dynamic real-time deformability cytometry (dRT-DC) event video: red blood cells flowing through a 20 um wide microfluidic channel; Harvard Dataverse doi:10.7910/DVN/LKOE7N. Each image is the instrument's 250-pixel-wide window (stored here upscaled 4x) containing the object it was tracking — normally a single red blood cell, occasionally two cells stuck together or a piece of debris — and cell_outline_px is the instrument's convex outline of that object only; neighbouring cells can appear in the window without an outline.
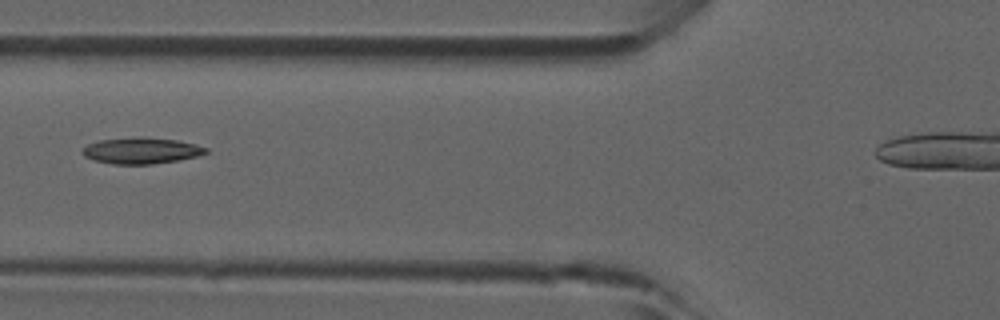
{"species": "common noctule bat (a hibernating species)", "species_latin": "Nyctalus noctula", "temperature_condition": "room temperature", "stored_images_in_passage": 34, "camera_frame_rate_fps": 3000, "um_per_image_px": 0.085, "animal": {"sex": "male", "forearm_length_mm": 52.5}, "frame": {"image": 1, "passage_image": 10, "time_ms": 3.0, "image_size_px": [1000, 320], "cell_outline_px": [[208, 152], [196, 156], [180, 160], [152, 164], [112, 164], [92, 160], [84, 156], [80, 152], [88, 144], [100, 140], [140, 136], [176, 140], [196, 144], [208, 148]], "centroid_in_image_um": [12.0, 12.8], "position_along_channel_um": 113.8, "area_um2": 18.96}}
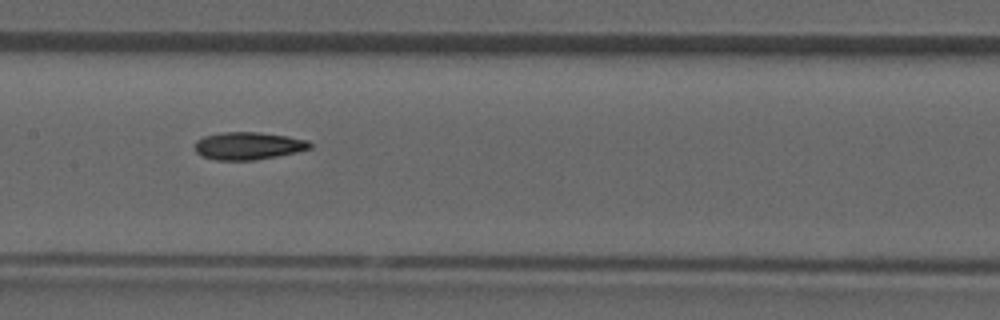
{"frame": {"image": 2, "passage_image": 15, "time_ms": 4.667, "image_size_px": [1000, 320], "cell_outline_px": [[312, 148], [296, 152], [256, 160], [216, 160], [200, 156], [192, 148], [196, 140], [204, 136], [224, 132], [256, 132], [288, 136], [308, 140], [312, 144]], "centroid_in_image_um": [21.06, 12.4], "position_along_channel_um": 186.3, "area_um2": 18.67}}